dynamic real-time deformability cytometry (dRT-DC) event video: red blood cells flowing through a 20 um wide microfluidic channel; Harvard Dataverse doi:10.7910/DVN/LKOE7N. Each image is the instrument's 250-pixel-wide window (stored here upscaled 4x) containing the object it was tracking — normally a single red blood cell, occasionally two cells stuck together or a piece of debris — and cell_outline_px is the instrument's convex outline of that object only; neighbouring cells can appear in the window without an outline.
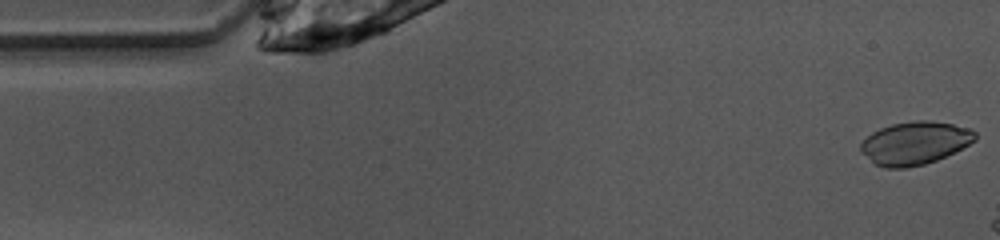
{"species": "common noctule bat (a hibernating species)", "species_latin": "Nyctalus noctula", "temperature_condition": "warm", "stored_images_in_passage": 38, "camera_frame_rate_fps": 3000, "um_per_image_px": 0.085, "animal": {"sex": "female", "body_mass_g": 10.0, "forearm_length_mm": 53.1}, "frame": {"image": 1, "passage_image": 1, "time_ms": 0.0, "image_size_px": [1000, 240], "cell_outline_px": [[976, 140], [936, 160], [924, 164], [904, 168], [884, 168], [876, 164], [860, 152], [860, 144], [872, 132], [880, 128], [892, 124], [912, 120], [928, 120], [952, 124], [972, 128], [976, 132]], "centroid_in_image_um": [77.75, 12.15], "position_along_channel_um": 7.3, "area_um2": 28.5}}
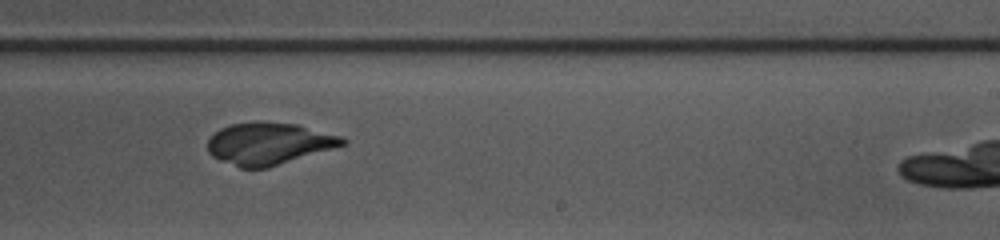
{"frame": {"image": 2, "passage_image": 28, "time_ms": 9.0, "image_size_px": [1000, 240], "cell_outline_px": [[348, 144], [336, 148], [268, 168], [240, 168], [220, 160], [212, 156], [208, 152], [208, 140], [220, 128], [232, 124], [296, 124], [340, 136], [348, 140]], "centroid_in_image_um": [22.89, 12.25], "position_along_channel_um": 266.1, "area_um2": 32.37}}
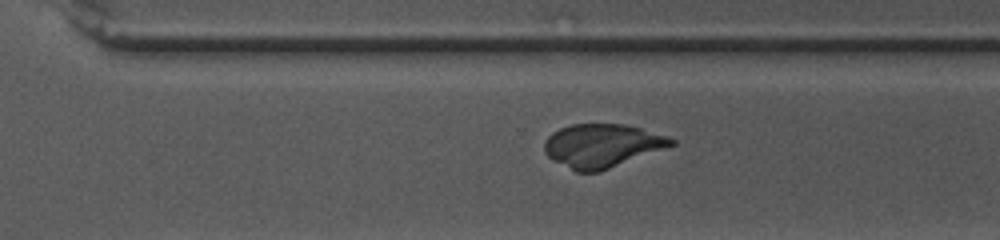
{"frame": {"image": 3, "passage_image": 32, "time_ms": 10.333, "image_size_px": [1000, 240], "cell_outline_px": [[676, 144], [600, 172], [576, 172], [552, 160], [544, 152], [544, 144], [548, 136], [552, 132], [560, 128], [572, 124], [624, 124], [640, 128], [676, 140]], "centroid_in_image_um": [51.14, 12.39], "position_along_channel_um": 319.5, "area_um2": 32.02}}